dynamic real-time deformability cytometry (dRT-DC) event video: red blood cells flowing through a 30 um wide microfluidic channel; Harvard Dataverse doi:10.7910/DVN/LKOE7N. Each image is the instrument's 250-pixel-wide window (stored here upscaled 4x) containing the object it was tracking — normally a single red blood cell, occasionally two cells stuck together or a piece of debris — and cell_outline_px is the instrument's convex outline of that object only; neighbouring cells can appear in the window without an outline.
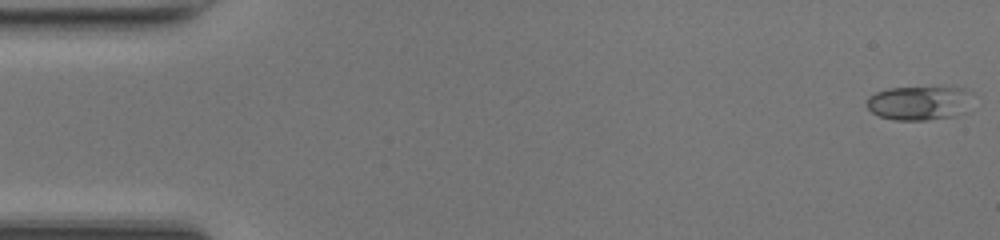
{"species": "common noctule bat (a hibernating species)", "species_latin": "Nyctalus noctula", "temperature_condition": "room temperature", "stored_images_in_passage": 49, "camera_frame_rate_fps": 3000, "um_per_image_px": 0.085, "animal": {"sex": "female", "body_mass_g": 17.0, "forearm_length_mm": 48.0}, "frame": {"image": 1, "passage_image": 1, "time_ms": 0.0, "image_size_px": [1000, 240], "cell_outline_px": [[964, 88], [956, 116], [928, 120], [896, 120], [880, 116], [872, 112], [868, 108], [868, 96], [876, 92], [888, 88]], "centroid_in_image_um": [77.85, 8.77], "position_along_channel_um": 7.2, "area_um2": 19.36}}
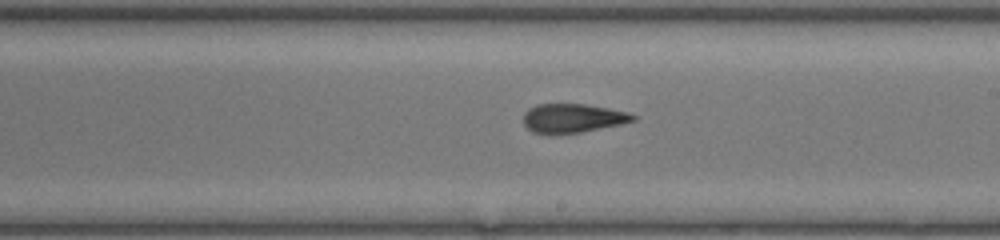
{"frame": {"image": 2, "passage_image": 28, "time_ms": 9.0, "image_size_px": [1000, 240], "cell_outline_px": [[636, 120], [620, 124], [580, 132], [532, 132], [524, 124], [524, 112], [528, 108], [536, 104], [584, 104], [608, 108], [628, 112], [636, 116]], "centroid_in_image_um": [48.68, 10.01], "position_along_channel_um": 240.3, "area_um2": 18.03}}
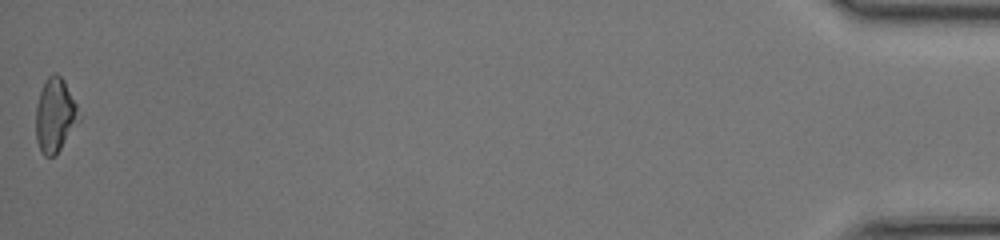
{"frame": {"image": 3, "passage_image": 49, "time_ms": 16.0, "image_size_px": [1000, 240], "cell_outline_px": [[80, 120], [60, 148], [52, 156], [44, 156], [40, 152], [36, 140], [36, 108], [40, 92], [48, 76], [52, 72], [56, 72], [64, 80], [76, 104], [80, 116]], "centroid_in_image_um": [4.67, 9.79], "position_along_channel_um": 430.5, "area_um2": 18.32}, "authors_computed_cell_mechanics": {"area_um2": 18.785, "velocity_mm_per_s": 4.2419, "shape_relaxation_time_tau1_ms": 9.7503, "shape_relaxation_time_tau2_ms": 1.2995, "deformation_change_tau1": 0.2996, "deformation_change_tau2": 0.0865}}